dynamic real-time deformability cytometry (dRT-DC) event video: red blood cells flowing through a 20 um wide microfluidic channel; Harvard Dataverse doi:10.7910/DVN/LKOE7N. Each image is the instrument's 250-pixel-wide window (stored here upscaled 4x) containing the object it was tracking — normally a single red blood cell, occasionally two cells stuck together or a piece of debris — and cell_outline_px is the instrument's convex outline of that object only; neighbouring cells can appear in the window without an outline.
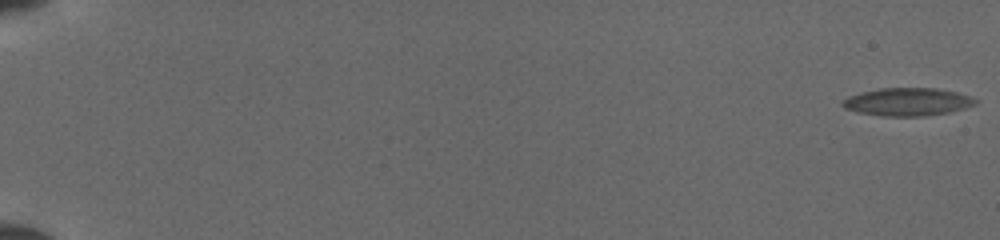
{"species": "common noctule bat (a hibernating species)", "species_latin": "Nyctalus noctula", "temperature_condition": "cold", "stored_images_in_passage": 53, "camera_frame_rate_fps": 3000, "um_per_image_px": 0.085, "animal": {"sex": "female", "body_mass_g": 19.5, "forearm_length_mm": 54.1}, "frame": {"image": 1, "passage_image": 1, "time_ms": 0.0, "image_size_px": [1000, 240], "cell_outline_px": [[976, 104], [948, 112], [916, 116], [888, 116], [860, 112], [844, 108], [840, 104], [844, 100], [852, 96], [864, 92], [884, 88], [932, 88], [956, 92], [968, 96], [976, 100]], "centroid_in_image_um": [77.13, 8.65], "position_along_channel_um": 7.9, "area_um2": 20.81}}
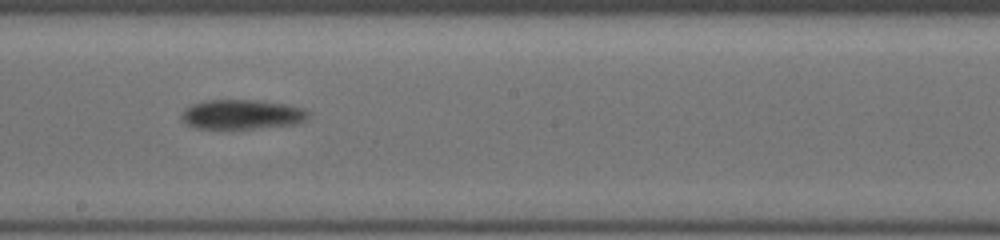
{"frame": {"image": 2, "passage_image": 32, "time_ms": 10.333, "image_size_px": [1000, 240], "cell_outline_px": [[304, 116], [300, 120], [292, 124], [252, 128], [196, 128], [188, 124], [184, 120], [184, 112], [192, 104], [208, 100], [248, 100], [280, 104], [296, 108], [304, 112]], "centroid_in_image_um": [20.42, 9.73], "position_along_channel_um": 227.8, "area_um2": 20.35}}
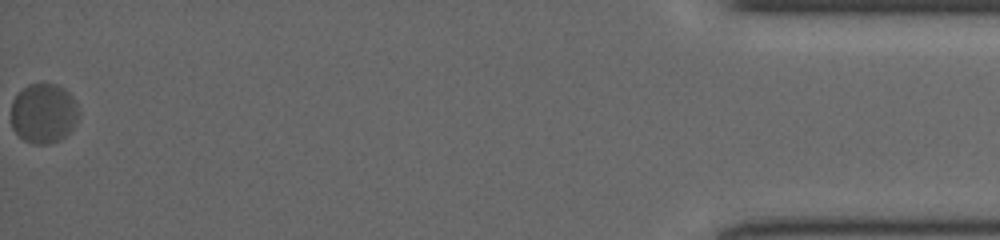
{"frame": {"image": 3, "passage_image": 53, "time_ms": 17.333, "image_size_px": [1000, 240], "cell_outline_px": [[76, 112], [72, 124], [68, 132], [60, 140], [44, 144], [32, 144], [24, 140], [12, 128], [12, 100], [28, 84], [44, 80], [56, 84], [68, 92], [72, 100]], "centroid_in_image_um": [3.62, 9.59], "position_along_channel_um": 431.6, "area_um2": 23.0}}